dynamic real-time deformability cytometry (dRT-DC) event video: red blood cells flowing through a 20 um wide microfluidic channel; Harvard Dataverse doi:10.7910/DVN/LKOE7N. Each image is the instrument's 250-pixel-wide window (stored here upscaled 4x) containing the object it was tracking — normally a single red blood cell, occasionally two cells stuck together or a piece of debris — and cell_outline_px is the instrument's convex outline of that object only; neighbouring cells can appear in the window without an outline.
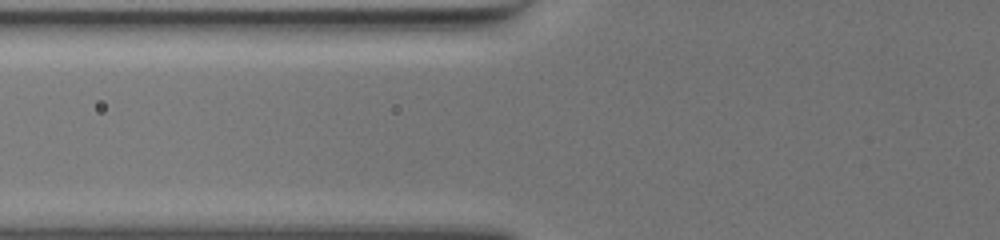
{"species": "common noctule bat (a hibernating species)", "species_latin": "Nyctalus noctula", "temperature_condition": "warm", "stored_images_in_passage": 2, "camera_frame_rate_fps": 3000, "um_per_image_px": 0.085, "animal": {"sex": "female", "body_mass_g": 19.5, "forearm_length_mm": 54.1}, "frame": {"image": 1, "passage_image": 2, "time_ms": 0.333, "image_size_px": [1000, 240], "cell_outline_px": [[464, 184], [296, 184], [288, 176], [288, 172], [296, 168], [424, 168], [444, 172], [460, 176]], "centroid_in_image_um": [31.64, 14.98], "position_along_channel_um": 94.2, "area_um2": 18.67}}